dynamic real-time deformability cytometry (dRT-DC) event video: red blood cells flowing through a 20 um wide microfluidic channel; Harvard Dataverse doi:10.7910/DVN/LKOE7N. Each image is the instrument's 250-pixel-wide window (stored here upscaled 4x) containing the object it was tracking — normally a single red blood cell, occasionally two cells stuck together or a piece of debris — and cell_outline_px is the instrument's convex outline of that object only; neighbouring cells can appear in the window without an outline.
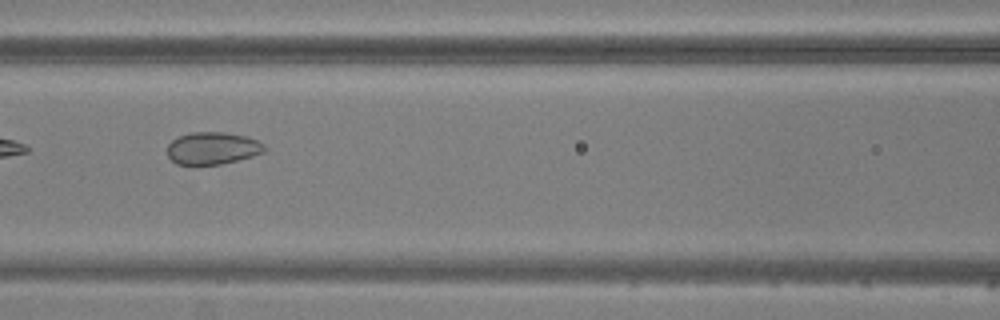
{"species": "common noctule bat (a hibernating species)", "species_latin": "Nyctalus noctula", "temperature_condition": "warm", "stored_images_in_passage": 7, "camera_frame_rate_fps": 3000, "um_per_image_px": 0.085, "animal": {"sex": "male", "body_mass_g": 20.5, "forearm_length_mm": 52.5}, "frame": {"image": 1, "passage_image": 7, "time_ms": 7.0, "image_size_px": [1000, 320], "cell_outline_px": [[268, 148], [264, 152], [252, 156], [220, 164], [176, 164], [168, 156], [168, 144], [172, 140], [180, 136], [192, 132], [224, 132], [248, 136], [264, 144]], "centroid_in_image_um": [18.09, 12.59], "position_along_channel_um": 148.5, "area_um2": 18.21}}